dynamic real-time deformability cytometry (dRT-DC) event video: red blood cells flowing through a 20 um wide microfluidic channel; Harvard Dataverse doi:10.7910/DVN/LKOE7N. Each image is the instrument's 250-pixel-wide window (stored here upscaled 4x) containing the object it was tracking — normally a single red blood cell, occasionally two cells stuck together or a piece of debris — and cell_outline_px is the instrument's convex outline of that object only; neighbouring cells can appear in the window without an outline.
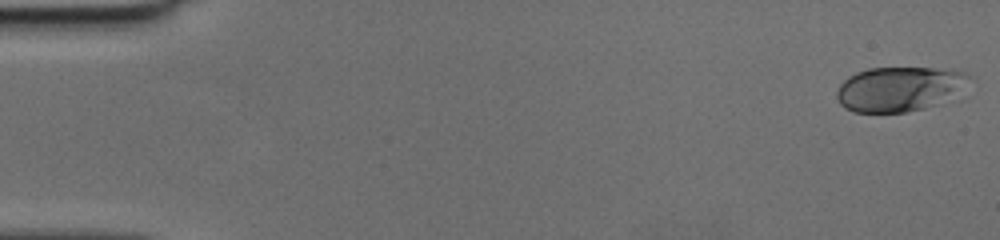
{"species": "human", "species_latin": "Homo sapiens", "temperature_condition": "cold", "stored_images_in_passage": 13, "camera_frame_rate_fps": 3000, "um_per_image_px": 0.085, "donor": {"sex": "female"}, "frame": {"image": 1, "passage_image": 1, "time_ms": 0.0, "image_size_px": [1000, 240], "cell_outline_px": [[972, 76], [932, 104], [924, 108], [904, 112], [852, 112], [844, 108], [840, 104], [836, 96], [836, 92], [840, 84], [848, 76], [856, 72], [868, 68], [932, 68], [964, 72]], "centroid_in_image_um": [76.21, 7.55], "position_along_channel_um": 8.8, "area_um2": 33.0}}